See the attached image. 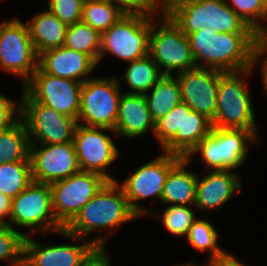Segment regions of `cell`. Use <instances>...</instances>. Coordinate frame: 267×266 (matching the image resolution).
<instances>
[{
  "label": "cell",
  "mask_w": 267,
  "mask_h": 266,
  "mask_svg": "<svg viewBox=\"0 0 267 266\" xmlns=\"http://www.w3.org/2000/svg\"><path fill=\"white\" fill-rule=\"evenodd\" d=\"M188 38L196 67L224 73L253 68L254 33H216L202 28Z\"/></svg>",
  "instance_id": "cell-1"
},
{
  "label": "cell",
  "mask_w": 267,
  "mask_h": 266,
  "mask_svg": "<svg viewBox=\"0 0 267 266\" xmlns=\"http://www.w3.org/2000/svg\"><path fill=\"white\" fill-rule=\"evenodd\" d=\"M119 182L107 181L96 195L81 208L75 218L58 234L77 242L88 239L93 231L114 230L137 219ZM85 237V238H84Z\"/></svg>",
  "instance_id": "cell-2"
},
{
  "label": "cell",
  "mask_w": 267,
  "mask_h": 266,
  "mask_svg": "<svg viewBox=\"0 0 267 266\" xmlns=\"http://www.w3.org/2000/svg\"><path fill=\"white\" fill-rule=\"evenodd\" d=\"M252 69L225 72L219 77L217 108L211 121L212 127L250 130L259 139L252 100L244 79Z\"/></svg>",
  "instance_id": "cell-3"
},
{
  "label": "cell",
  "mask_w": 267,
  "mask_h": 266,
  "mask_svg": "<svg viewBox=\"0 0 267 266\" xmlns=\"http://www.w3.org/2000/svg\"><path fill=\"white\" fill-rule=\"evenodd\" d=\"M169 17L187 36L202 28L216 33H254L226 0H186Z\"/></svg>",
  "instance_id": "cell-4"
},
{
  "label": "cell",
  "mask_w": 267,
  "mask_h": 266,
  "mask_svg": "<svg viewBox=\"0 0 267 266\" xmlns=\"http://www.w3.org/2000/svg\"><path fill=\"white\" fill-rule=\"evenodd\" d=\"M256 142L260 141L250 130L212 127L185 158L190 162V157L197 152L206 164V172L211 169L232 171L243 165L249 150L247 147Z\"/></svg>",
  "instance_id": "cell-5"
},
{
  "label": "cell",
  "mask_w": 267,
  "mask_h": 266,
  "mask_svg": "<svg viewBox=\"0 0 267 266\" xmlns=\"http://www.w3.org/2000/svg\"><path fill=\"white\" fill-rule=\"evenodd\" d=\"M160 18L159 28H156L157 23L154 21L152 23L149 55L161 73L174 76L176 73L179 74L196 68L188 36L169 16H161Z\"/></svg>",
  "instance_id": "cell-6"
},
{
  "label": "cell",
  "mask_w": 267,
  "mask_h": 266,
  "mask_svg": "<svg viewBox=\"0 0 267 266\" xmlns=\"http://www.w3.org/2000/svg\"><path fill=\"white\" fill-rule=\"evenodd\" d=\"M8 225L14 230L17 226L30 228L31 230L25 233V237L35 232L58 233L63 230L64 227L54 215L50 185L33 181L13 198Z\"/></svg>",
  "instance_id": "cell-7"
},
{
  "label": "cell",
  "mask_w": 267,
  "mask_h": 266,
  "mask_svg": "<svg viewBox=\"0 0 267 266\" xmlns=\"http://www.w3.org/2000/svg\"><path fill=\"white\" fill-rule=\"evenodd\" d=\"M152 17L126 13L110 29L101 33L99 61L103 54H111L132 62L149 54Z\"/></svg>",
  "instance_id": "cell-8"
},
{
  "label": "cell",
  "mask_w": 267,
  "mask_h": 266,
  "mask_svg": "<svg viewBox=\"0 0 267 266\" xmlns=\"http://www.w3.org/2000/svg\"><path fill=\"white\" fill-rule=\"evenodd\" d=\"M119 85L118 79L114 77H92L82 83L77 123L114 130L122 96Z\"/></svg>",
  "instance_id": "cell-9"
},
{
  "label": "cell",
  "mask_w": 267,
  "mask_h": 266,
  "mask_svg": "<svg viewBox=\"0 0 267 266\" xmlns=\"http://www.w3.org/2000/svg\"><path fill=\"white\" fill-rule=\"evenodd\" d=\"M20 103L30 144L73 142L77 120L36 102L24 89Z\"/></svg>",
  "instance_id": "cell-10"
},
{
  "label": "cell",
  "mask_w": 267,
  "mask_h": 266,
  "mask_svg": "<svg viewBox=\"0 0 267 266\" xmlns=\"http://www.w3.org/2000/svg\"><path fill=\"white\" fill-rule=\"evenodd\" d=\"M38 59L27 25L17 18L0 23V68L3 71L21 77L24 86L38 68Z\"/></svg>",
  "instance_id": "cell-11"
},
{
  "label": "cell",
  "mask_w": 267,
  "mask_h": 266,
  "mask_svg": "<svg viewBox=\"0 0 267 266\" xmlns=\"http://www.w3.org/2000/svg\"><path fill=\"white\" fill-rule=\"evenodd\" d=\"M183 157L164 152L154 160L141 165L124 182L119 183L132 211L138 216L155 214L147 208L139 206L136 201L148 197L157 198L161 203L163 187L170 170Z\"/></svg>",
  "instance_id": "cell-12"
},
{
  "label": "cell",
  "mask_w": 267,
  "mask_h": 266,
  "mask_svg": "<svg viewBox=\"0 0 267 266\" xmlns=\"http://www.w3.org/2000/svg\"><path fill=\"white\" fill-rule=\"evenodd\" d=\"M107 181L100 174L80 171L50 184L57 221L65 228Z\"/></svg>",
  "instance_id": "cell-13"
},
{
  "label": "cell",
  "mask_w": 267,
  "mask_h": 266,
  "mask_svg": "<svg viewBox=\"0 0 267 266\" xmlns=\"http://www.w3.org/2000/svg\"><path fill=\"white\" fill-rule=\"evenodd\" d=\"M82 82L45 73L39 66L23 89L38 103L77 120Z\"/></svg>",
  "instance_id": "cell-14"
},
{
  "label": "cell",
  "mask_w": 267,
  "mask_h": 266,
  "mask_svg": "<svg viewBox=\"0 0 267 266\" xmlns=\"http://www.w3.org/2000/svg\"><path fill=\"white\" fill-rule=\"evenodd\" d=\"M107 130L115 133L114 130L107 128L77 124L73 144L81 171L94 172L108 181H116L105 170L119 156L116 144L108 134L102 132Z\"/></svg>",
  "instance_id": "cell-15"
},
{
  "label": "cell",
  "mask_w": 267,
  "mask_h": 266,
  "mask_svg": "<svg viewBox=\"0 0 267 266\" xmlns=\"http://www.w3.org/2000/svg\"><path fill=\"white\" fill-rule=\"evenodd\" d=\"M29 157L37 183L50 185L81 171L73 142L30 144Z\"/></svg>",
  "instance_id": "cell-16"
},
{
  "label": "cell",
  "mask_w": 267,
  "mask_h": 266,
  "mask_svg": "<svg viewBox=\"0 0 267 266\" xmlns=\"http://www.w3.org/2000/svg\"><path fill=\"white\" fill-rule=\"evenodd\" d=\"M107 238L96 236L75 245L45 246L27 236L23 243V266H81L97 247H105Z\"/></svg>",
  "instance_id": "cell-17"
},
{
  "label": "cell",
  "mask_w": 267,
  "mask_h": 266,
  "mask_svg": "<svg viewBox=\"0 0 267 266\" xmlns=\"http://www.w3.org/2000/svg\"><path fill=\"white\" fill-rule=\"evenodd\" d=\"M223 73L211 68L196 67L176 74L182 102L191 110L203 114L212 121L217 108L219 77Z\"/></svg>",
  "instance_id": "cell-18"
},
{
  "label": "cell",
  "mask_w": 267,
  "mask_h": 266,
  "mask_svg": "<svg viewBox=\"0 0 267 266\" xmlns=\"http://www.w3.org/2000/svg\"><path fill=\"white\" fill-rule=\"evenodd\" d=\"M87 54L64 46L47 50L39 55L38 66L52 76L84 83L96 67Z\"/></svg>",
  "instance_id": "cell-19"
},
{
  "label": "cell",
  "mask_w": 267,
  "mask_h": 266,
  "mask_svg": "<svg viewBox=\"0 0 267 266\" xmlns=\"http://www.w3.org/2000/svg\"><path fill=\"white\" fill-rule=\"evenodd\" d=\"M238 174L229 170H212L197 179L195 204L198 209L217 210L242 188Z\"/></svg>",
  "instance_id": "cell-20"
},
{
  "label": "cell",
  "mask_w": 267,
  "mask_h": 266,
  "mask_svg": "<svg viewBox=\"0 0 267 266\" xmlns=\"http://www.w3.org/2000/svg\"><path fill=\"white\" fill-rule=\"evenodd\" d=\"M150 128L154 133L155 121L148 109L144 95L122 94L114 129L116 135L135 138L144 135Z\"/></svg>",
  "instance_id": "cell-21"
},
{
  "label": "cell",
  "mask_w": 267,
  "mask_h": 266,
  "mask_svg": "<svg viewBox=\"0 0 267 266\" xmlns=\"http://www.w3.org/2000/svg\"><path fill=\"white\" fill-rule=\"evenodd\" d=\"M189 161L182 158L169 172L161 203L189 206L195 204L198 174L186 169Z\"/></svg>",
  "instance_id": "cell-22"
},
{
  "label": "cell",
  "mask_w": 267,
  "mask_h": 266,
  "mask_svg": "<svg viewBox=\"0 0 267 266\" xmlns=\"http://www.w3.org/2000/svg\"><path fill=\"white\" fill-rule=\"evenodd\" d=\"M27 26L38 56L47 50L63 46L68 26L49 9L34 15Z\"/></svg>",
  "instance_id": "cell-23"
},
{
  "label": "cell",
  "mask_w": 267,
  "mask_h": 266,
  "mask_svg": "<svg viewBox=\"0 0 267 266\" xmlns=\"http://www.w3.org/2000/svg\"><path fill=\"white\" fill-rule=\"evenodd\" d=\"M144 97L151 116L156 122L182 102L181 89L177 77L175 75L162 76L153 86L152 93H146Z\"/></svg>",
  "instance_id": "cell-24"
},
{
  "label": "cell",
  "mask_w": 267,
  "mask_h": 266,
  "mask_svg": "<svg viewBox=\"0 0 267 266\" xmlns=\"http://www.w3.org/2000/svg\"><path fill=\"white\" fill-rule=\"evenodd\" d=\"M30 142L24 121L20 118L10 128L0 131V165L30 161Z\"/></svg>",
  "instance_id": "cell-25"
},
{
  "label": "cell",
  "mask_w": 267,
  "mask_h": 266,
  "mask_svg": "<svg viewBox=\"0 0 267 266\" xmlns=\"http://www.w3.org/2000/svg\"><path fill=\"white\" fill-rule=\"evenodd\" d=\"M129 63L121 81L118 79V82L124 81L129 86L126 93L144 95L164 76L149 54Z\"/></svg>",
  "instance_id": "cell-26"
},
{
  "label": "cell",
  "mask_w": 267,
  "mask_h": 266,
  "mask_svg": "<svg viewBox=\"0 0 267 266\" xmlns=\"http://www.w3.org/2000/svg\"><path fill=\"white\" fill-rule=\"evenodd\" d=\"M183 102L155 122V137L163 152L182 157Z\"/></svg>",
  "instance_id": "cell-27"
},
{
  "label": "cell",
  "mask_w": 267,
  "mask_h": 266,
  "mask_svg": "<svg viewBox=\"0 0 267 266\" xmlns=\"http://www.w3.org/2000/svg\"><path fill=\"white\" fill-rule=\"evenodd\" d=\"M125 14L119 6L106 0H84L81 21L101 34Z\"/></svg>",
  "instance_id": "cell-28"
},
{
  "label": "cell",
  "mask_w": 267,
  "mask_h": 266,
  "mask_svg": "<svg viewBox=\"0 0 267 266\" xmlns=\"http://www.w3.org/2000/svg\"><path fill=\"white\" fill-rule=\"evenodd\" d=\"M100 41L101 34L81 21L67 27L63 46L89 55L98 64Z\"/></svg>",
  "instance_id": "cell-29"
},
{
  "label": "cell",
  "mask_w": 267,
  "mask_h": 266,
  "mask_svg": "<svg viewBox=\"0 0 267 266\" xmlns=\"http://www.w3.org/2000/svg\"><path fill=\"white\" fill-rule=\"evenodd\" d=\"M32 182L31 161L0 165V193L10 200L19 195Z\"/></svg>",
  "instance_id": "cell-30"
},
{
  "label": "cell",
  "mask_w": 267,
  "mask_h": 266,
  "mask_svg": "<svg viewBox=\"0 0 267 266\" xmlns=\"http://www.w3.org/2000/svg\"><path fill=\"white\" fill-rule=\"evenodd\" d=\"M211 129L210 119L191 110L183 102L182 157L185 158L201 139L210 133Z\"/></svg>",
  "instance_id": "cell-31"
},
{
  "label": "cell",
  "mask_w": 267,
  "mask_h": 266,
  "mask_svg": "<svg viewBox=\"0 0 267 266\" xmlns=\"http://www.w3.org/2000/svg\"><path fill=\"white\" fill-rule=\"evenodd\" d=\"M218 232L213 225L201 219H196L189 228L187 239L200 252L209 251V259H217L225 251L218 246Z\"/></svg>",
  "instance_id": "cell-32"
},
{
  "label": "cell",
  "mask_w": 267,
  "mask_h": 266,
  "mask_svg": "<svg viewBox=\"0 0 267 266\" xmlns=\"http://www.w3.org/2000/svg\"><path fill=\"white\" fill-rule=\"evenodd\" d=\"M25 234L14 230L8 224L0 225V260H7L11 266H23V243Z\"/></svg>",
  "instance_id": "cell-33"
},
{
  "label": "cell",
  "mask_w": 267,
  "mask_h": 266,
  "mask_svg": "<svg viewBox=\"0 0 267 266\" xmlns=\"http://www.w3.org/2000/svg\"><path fill=\"white\" fill-rule=\"evenodd\" d=\"M189 206L170 205L163 211L161 221L167 231L175 236H187L189 228L196 220Z\"/></svg>",
  "instance_id": "cell-34"
},
{
  "label": "cell",
  "mask_w": 267,
  "mask_h": 266,
  "mask_svg": "<svg viewBox=\"0 0 267 266\" xmlns=\"http://www.w3.org/2000/svg\"><path fill=\"white\" fill-rule=\"evenodd\" d=\"M229 1L226 3L254 32L263 25V20H267V0Z\"/></svg>",
  "instance_id": "cell-35"
},
{
  "label": "cell",
  "mask_w": 267,
  "mask_h": 266,
  "mask_svg": "<svg viewBox=\"0 0 267 266\" xmlns=\"http://www.w3.org/2000/svg\"><path fill=\"white\" fill-rule=\"evenodd\" d=\"M84 0H48L49 10L67 26L81 22Z\"/></svg>",
  "instance_id": "cell-36"
},
{
  "label": "cell",
  "mask_w": 267,
  "mask_h": 266,
  "mask_svg": "<svg viewBox=\"0 0 267 266\" xmlns=\"http://www.w3.org/2000/svg\"><path fill=\"white\" fill-rule=\"evenodd\" d=\"M21 118V103L0 94V131L6 130Z\"/></svg>",
  "instance_id": "cell-37"
},
{
  "label": "cell",
  "mask_w": 267,
  "mask_h": 266,
  "mask_svg": "<svg viewBox=\"0 0 267 266\" xmlns=\"http://www.w3.org/2000/svg\"><path fill=\"white\" fill-rule=\"evenodd\" d=\"M119 6L125 13H139L153 16L151 0H106Z\"/></svg>",
  "instance_id": "cell-38"
},
{
  "label": "cell",
  "mask_w": 267,
  "mask_h": 266,
  "mask_svg": "<svg viewBox=\"0 0 267 266\" xmlns=\"http://www.w3.org/2000/svg\"><path fill=\"white\" fill-rule=\"evenodd\" d=\"M254 43L253 57L267 58V26L262 25L254 32Z\"/></svg>",
  "instance_id": "cell-39"
},
{
  "label": "cell",
  "mask_w": 267,
  "mask_h": 266,
  "mask_svg": "<svg viewBox=\"0 0 267 266\" xmlns=\"http://www.w3.org/2000/svg\"><path fill=\"white\" fill-rule=\"evenodd\" d=\"M105 247H97L81 266H111Z\"/></svg>",
  "instance_id": "cell-40"
},
{
  "label": "cell",
  "mask_w": 267,
  "mask_h": 266,
  "mask_svg": "<svg viewBox=\"0 0 267 266\" xmlns=\"http://www.w3.org/2000/svg\"><path fill=\"white\" fill-rule=\"evenodd\" d=\"M153 4V15L158 9H162V16H169L177 7H179L186 0H151Z\"/></svg>",
  "instance_id": "cell-41"
},
{
  "label": "cell",
  "mask_w": 267,
  "mask_h": 266,
  "mask_svg": "<svg viewBox=\"0 0 267 266\" xmlns=\"http://www.w3.org/2000/svg\"><path fill=\"white\" fill-rule=\"evenodd\" d=\"M11 200L0 193V223L8 224L10 215Z\"/></svg>",
  "instance_id": "cell-42"
},
{
  "label": "cell",
  "mask_w": 267,
  "mask_h": 266,
  "mask_svg": "<svg viewBox=\"0 0 267 266\" xmlns=\"http://www.w3.org/2000/svg\"><path fill=\"white\" fill-rule=\"evenodd\" d=\"M220 266H246L235 258L232 254L225 252L216 259Z\"/></svg>",
  "instance_id": "cell-43"
},
{
  "label": "cell",
  "mask_w": 267,
  "mask_h": 266,
  "mask_svg": "<svg viewBox=\"0 0 267 266\" xmlns=\"http://www.w3.org/2000/svg\"><path fill=\"white\" fill-rule=\"evenodd\" d=\"M260 61V62H259ZM253 67L256 63H259L261 66L262 79H263V89L265 94H267V58L266 57H253Z\"/></svg>",
  "instance_id": "cell-44"
},
{
  "label": "cell",
  "mask_w": 267,
  "mask_h": 266,
  "mask_svg": "<svg viewBox=\"0 0 267 266\" xmlns=\"http://www.w3.org/2000/svg\"><path fill=\"white\" fill-rule=\"evenodd\" d=\"M207 265L204 264V266H220V263L216 259H208ZM186 266H196L193 263H186Z\"/></svg>",
  "instance_id": "cell-45"
}]
</instances>
